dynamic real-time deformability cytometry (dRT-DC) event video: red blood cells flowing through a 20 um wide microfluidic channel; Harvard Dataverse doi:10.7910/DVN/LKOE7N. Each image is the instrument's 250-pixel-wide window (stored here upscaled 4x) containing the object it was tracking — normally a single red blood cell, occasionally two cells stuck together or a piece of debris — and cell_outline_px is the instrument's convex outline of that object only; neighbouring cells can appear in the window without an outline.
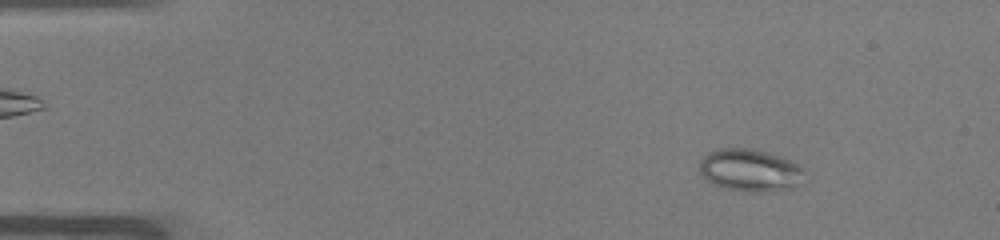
{"species": "common noctule bat (a hibernating species)", "species_latin": "Nyctalus noctula", "temperature_condition": "warm", "stored_images_in_passage": 50, "camera_frame_rate_fps": 3000, "um_per_image_px": 0.085, "animal": {"sex": "male", "body_mass_g": 19.0, "forearm_length_mm": 50.8}, "frame": {"image": 1, "passage_image": 6, "time_ms": 1.667, "image_size_px": [1000, 240], "cell_outline_px": [[804, 172], [800, 184], [792, 188], [760, 192], [752, 192], [728, 188], [712, 184], [700, 172], [700, 160], [708, 152], [720, 148], [752, 148], [788, 160], [804, 168]], "centroid_in_image_um": [63.74, 14.47], "position_along_channel_um": 21.3, "area_um2": 25.55}}
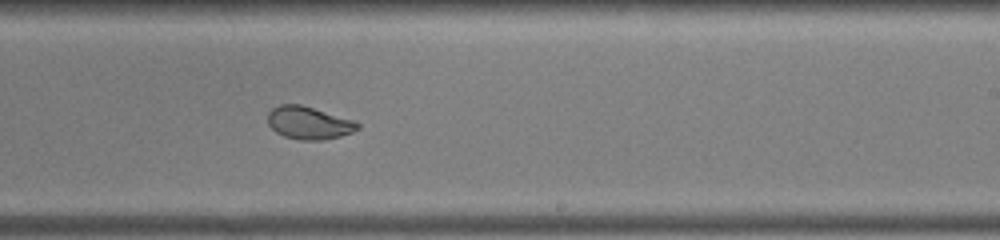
{"frame": {"image": 2, "passage_image": 31, "time_ms": 10.0, "image_size_px": [1000, 240], "cell_outline_px": [[360, 128], [352, 132], [340, 136], [324, 140], [300, 140], [284, 136], [276, 132], [268, 124], [268, 112], [272, 108], [280, 104], [300, 104], [356, 120], [360, 124]], "centroid_in_image_um": [26.27, 10.44], "position_along_channel_um": 262.7, "area_um2": 17.28}}
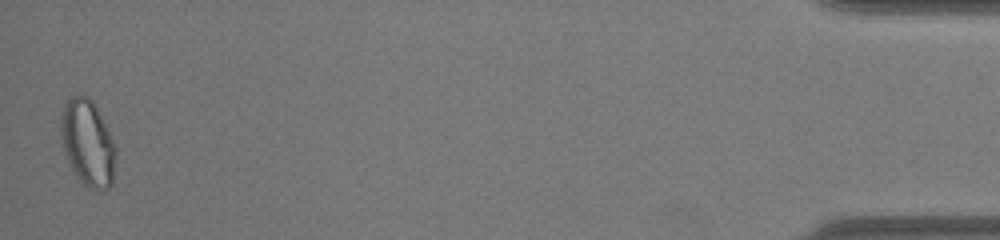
{"frame": {"image": 3, "passage_image": 50, "time_ms": 16.333, "image_size_px": [1000, 240], "cell_outline_px": [[116, 156], [112, 184], [108, 188], [88, 188], [80, 180], [72, 168], [68, 160], [64, 148], [60, 132], [60, 112], [68, 96], [84, 96], [92, 100], [116, 148]], "centroid_in_image_um": [7.43, 12.13], "position_along_channel_um": 427.8, "area_um2": 27.11}, "authors_computed_cell_mechanics": {"area_um2": 22.2819, "velocity_mm_per_s": 3.9667, "shape_relaxation_time_tau1_ms": null, "shape_relaxation_time_tau2_ms": 0.8277, "deformation_change_tau1": null, "deformation_change_tau2": 0.0608}}